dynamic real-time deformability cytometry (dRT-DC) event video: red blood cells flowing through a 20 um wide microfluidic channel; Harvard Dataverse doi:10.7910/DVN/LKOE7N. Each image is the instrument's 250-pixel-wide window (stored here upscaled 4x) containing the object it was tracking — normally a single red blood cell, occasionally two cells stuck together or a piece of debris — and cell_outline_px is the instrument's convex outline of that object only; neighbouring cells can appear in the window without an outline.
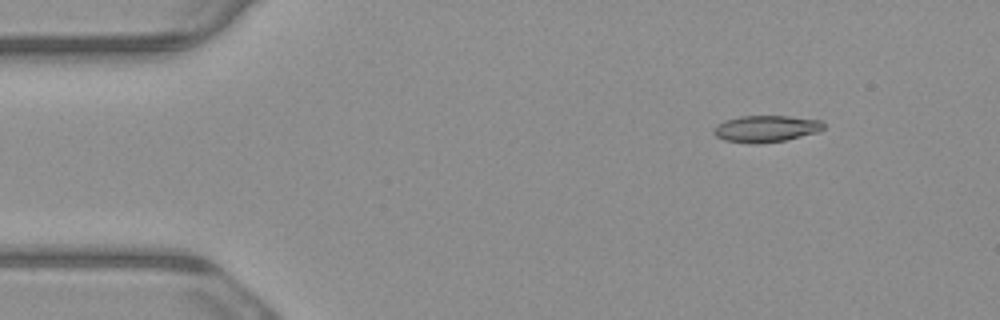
{"species": "common noctule bat (a hibernating species)", "species_latin": "Nyctalus noctula", "temperature_condition": "warm", "stored_images_in_passage": 3, "camera_frame_rate_fps": 3000, "um_per_image_px": 0.085, "animal": {"sex": "male", "body_mass_g": 23.1, "forearm_length_mm": 52.7}, "frame": {"image": 1, "passage_image": 1, "time_ms": 0.0, "image_size_px": [1000, 320], "cell_outline_px": [[824, 128], [820, 132], [784, 140], [756, 144], [724, 140], [716, 136], [712, 132], [712, 128], [716, 124], [724, 120], [740, 116], [788, 116], [820, 120], [824, 124]], "centroid_in_image_um": [65.08, 10.93], "position_along_channel_um": 19.9, "area_um2": 17.17}}
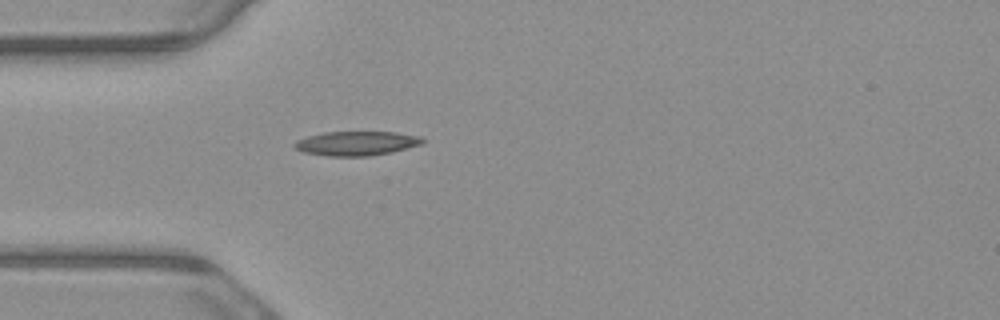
{"frame": {"image": 2, "passage_image": 3, "time_ms": 0.667, "image_size_px": [1000, 320], "cell_outline_px": [[424, 144], [392, 152], [368, 156], [328, 156], [304, 152], [296, 148], [292, 144], [296, 140], [308, 136], [324, 132], [396, 132], [420, 136], [424, 140]], "centroid_in_image_um": [30.32, 12.18], "position_along_channel_um": 54.7, "area_um2": 18.15}}